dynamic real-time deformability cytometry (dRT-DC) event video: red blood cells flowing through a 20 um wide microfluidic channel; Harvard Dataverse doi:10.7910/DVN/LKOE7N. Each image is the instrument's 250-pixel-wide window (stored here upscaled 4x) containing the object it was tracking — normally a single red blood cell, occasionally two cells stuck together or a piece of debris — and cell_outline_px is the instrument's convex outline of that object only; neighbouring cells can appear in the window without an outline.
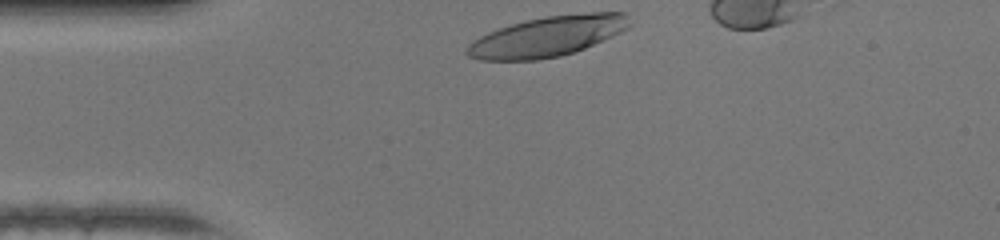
{"species": "human", "species_latin": "Homo sapiens", "temperature_condition": "warm", "stored_images_in_passage": 27, "camera_frame_rate_fps": 3000, "um_per_image_px": 0.085, "donor": {"sex": "female"}, "frame": {"image": 1, "passage_image": 1, "time_ms": 0.0, "image_size_px": [1000, 240], "cell_outline_px": [[632, 24], [628, 28], [612, 36], [584, 48], [560, 56], [540, 60], [480, 60], [468, 56], [464, 52], [468, 44], [472, 40], [488, 32], [512, 24], [528, 20], [548, 16], [588, 12], [624, 12], [628, 16]], "centroid_in_image_um": [46.53, 3.1], "position_along_channel_um": 38.5, "area_um2": 38.03}}
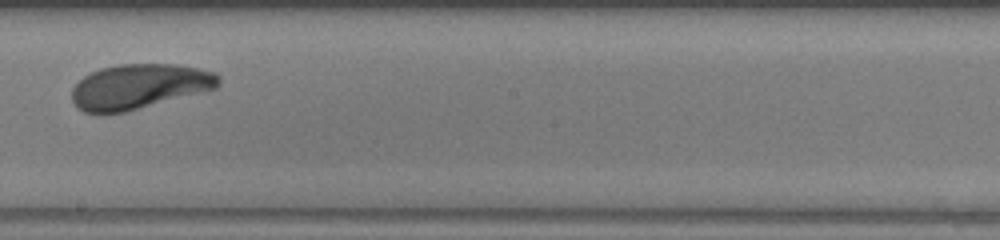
{"frame": {"image": 2, "passage_image": 17, "time_ms": 5.333, "image_size_px": [1000, 240], "cell_outline_px": [[220, 84], [216, 88], [204, 92], [124, 112], [100, 116], [84, 112], [72, 100], [72, 88], [84, 76], [100, 68], [116, 64], [176, 64], [200, 68], [216, 72], [220, 76]], "centroid_in_image_um": [11.84, 7.36], "position_along_channel_um": 236.4, "area_um2": 38.9}}
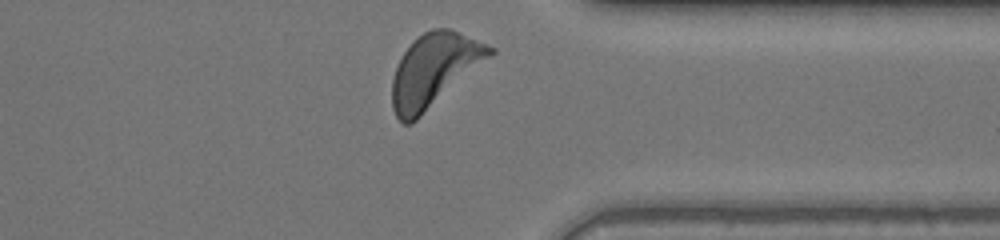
{"frame": {"image": 3, "passage_image": 27, "time_ms": 8.667, "image_size_px": [1000, 240], "cell_outline_px": [[496, 52], [412, 124], [404, 124], [396, 116], [392, 108], [392, 80], [396, 68], [404, 52], [424, 32], [432, 28], [452, 28], [496, 48]], "centroid_in_image_um": [36.92, 5.96], "position_along_channel_um": 374.5, "area_um2": 41.21}, "authors_computed_cell_mechanics": {"area_um2": 38.6104, "velocity_mm_per_s": 4.3131, "shape_relaxation_time_tau1_ms": 1.9819, "shape_relaxation_time_tau2_ms": null, "deformation_change_tau1": 0.164, "deformation_change_tau2": null}}